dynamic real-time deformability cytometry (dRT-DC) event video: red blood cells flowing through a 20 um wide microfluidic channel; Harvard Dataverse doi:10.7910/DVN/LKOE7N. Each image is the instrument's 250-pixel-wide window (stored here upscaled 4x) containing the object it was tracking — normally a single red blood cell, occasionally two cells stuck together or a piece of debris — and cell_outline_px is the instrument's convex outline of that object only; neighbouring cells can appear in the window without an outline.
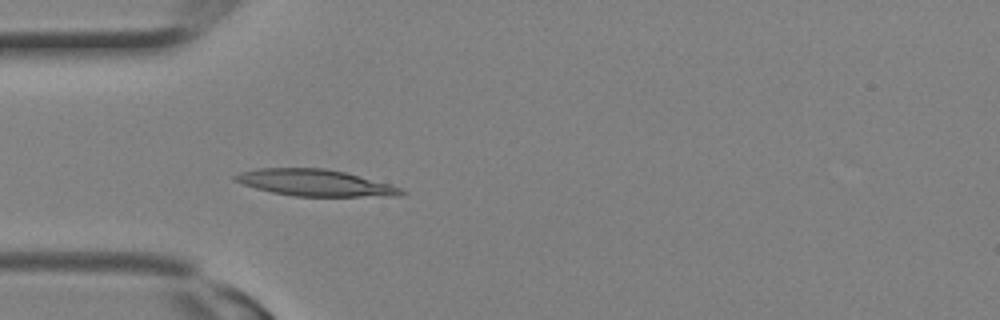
{"species": "Egyptian fruit bat (a non-hibernating species)", "species_latin": "Rousettus aegyptiacus", "temperature_condition": "room temperature", "stored_images_in_passage": 2, "camera_frame_rate_fps": 3000, "um_per_image_px": 0.085, "animal": {"sex": "female"}, "frame": {"image": 1, "passage_image": 2, "time_ms": 0.333, "image_size_px": [1000, 320], "cell_outline_px": [[408, 192], [400, 196], [296, 196], [272, 192], [256, 188], [232, 180], [232, 176], [240, 172], [256, 168], [324, 168], [344, 172], [392, 184]], "centroid_in_image_um": [26.79, 15.53], "position_along_channel_um": 58.2, "area_um2": 25.72}}